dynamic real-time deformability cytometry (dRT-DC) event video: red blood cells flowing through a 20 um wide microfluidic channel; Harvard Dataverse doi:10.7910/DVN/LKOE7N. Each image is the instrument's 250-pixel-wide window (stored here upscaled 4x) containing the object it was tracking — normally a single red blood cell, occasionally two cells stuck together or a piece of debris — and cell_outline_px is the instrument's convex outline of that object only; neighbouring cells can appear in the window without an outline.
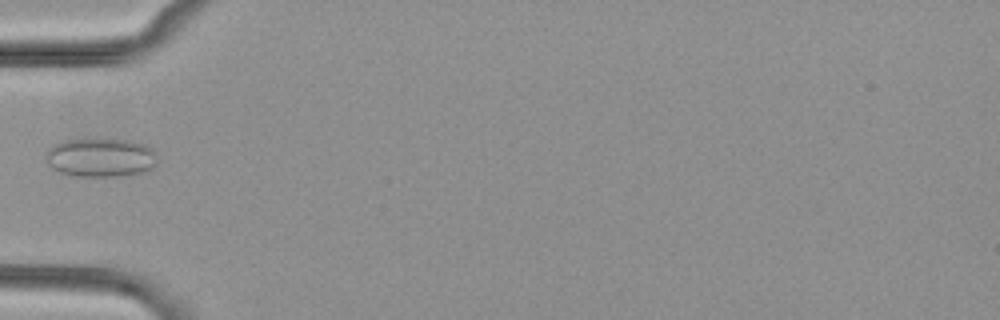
{"species": "common noctule bat (a hibernating species)", "species_latin": "Nyctalus noctula", "temperature_condition": "cold", "stored_images_in_passage": 1, "camera_frame_rate_fps": 3000, "um_per_image_px": 0.085, "animal": {"sex": "female", "body_mass_g": 29.2, "forearm_length_mm": 56.3}, "frame": {"image": 1, "passage_image": 1, "time_ms": 0.0, "image_size_px": [1000, 320], "cell_outline_px": [[156, 164], [152, 168], [140, 172], [120, 176], [76, 176], [60, 172], [52, 168], [48, 164], [48, 148], [52, 144], [60, 140], [100, 136], [128, 140], [144, 144], [152, 148], [156, 156]], "centroid_in_image_um": [8.53, 13.33], "position_along_channel_um": 76.5, "area_um2": 25.89}}